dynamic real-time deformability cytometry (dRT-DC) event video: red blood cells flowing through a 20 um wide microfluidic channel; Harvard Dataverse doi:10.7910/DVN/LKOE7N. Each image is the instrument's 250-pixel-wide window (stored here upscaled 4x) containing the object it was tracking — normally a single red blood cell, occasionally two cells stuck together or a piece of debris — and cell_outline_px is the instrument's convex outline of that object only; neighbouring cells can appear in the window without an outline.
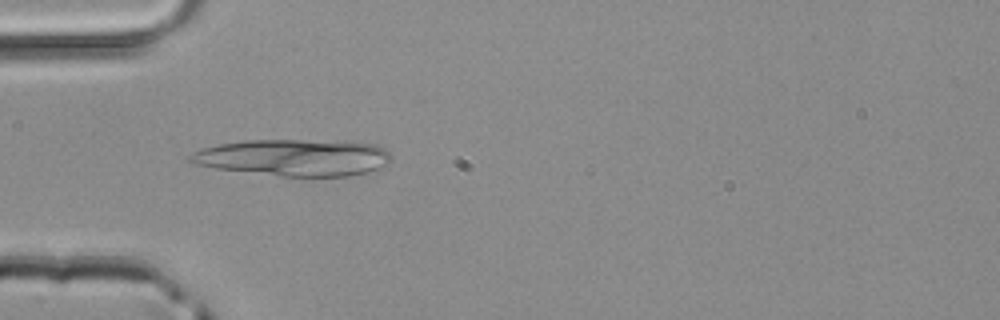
{"species": "common noctule bat (a hibernating species)", "species_latin": "Nyctalus noctula", "temperature_condition": "room temperature", "stored_images_in_passage": 47, "camera_frame_rate_fps": 3000, "um_per_image_px": 0.085, "animal": {"sex": "male", "body_mass_g": 20.4}, "frame": {"image": 1, "passage_image": 15, "time_ms": 4.667, "image_size_px": [1000, 320], "cell_outline_px": [[392, 160], [388, 164], [368, 172], [348, 176], [284, 176], [216, 168], [196, 164], [188, 160], [188, 156], [204, 148], [220, 144], [248, 140], [300, 140], [376, 144], [384, 148], [392, 156]], "centroid_in_image_um": [25.02, 13.39], "position_along_channel_um": 60.0, "area_um2": 42.37}}
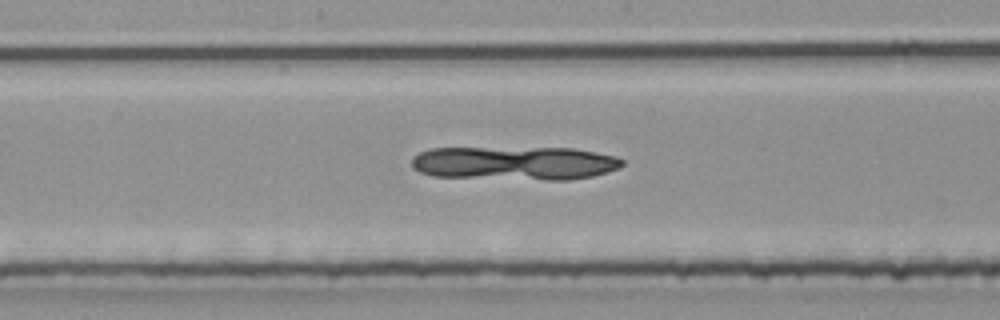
{"frame": {"image": 2, "passage_image": 25, "time_ms": 8.0, "image_size_px": [1000, 320], "cell_outline_px": [[624, 164], [620, 168], [608, 172], [592, 176], [568, 180], [544, 180], [432, 176], [420, 172], [412, 168], [412, 156], [420, 152], [432, 148], [572, 148], [616, 156], [624, 160]], "centroid_in_image_um": [43.76, 13.87], "position_along_channel_um": 204.4, "area_um2": 41.62}}
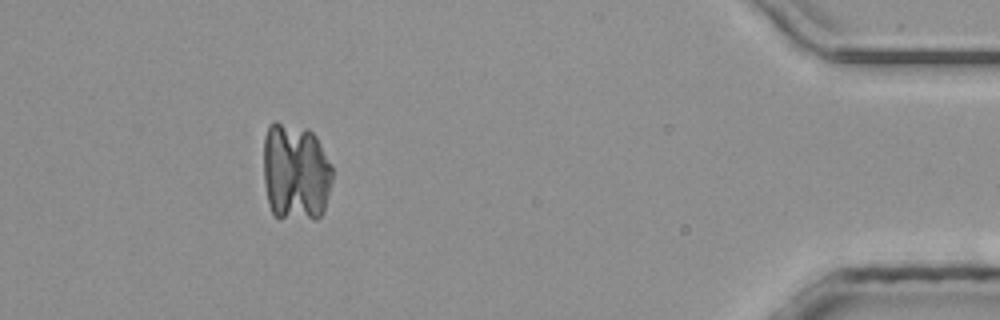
{"frame": {"image": 3, "passage_image": 43, "time_ms": 14.0, "image_size_px": [1000, 320], "cell_outline_px": [[332, 180], [324, 212], [316, 220], [280, 220], [272, 212], [268, 204], [264, 184], [264, 136], [268, 124], [272, 120], [276, 120], [308, 128], [316, 136], [332, 164]], "centroid_in_image_um": [25.12, 14.64], "position_along_channel_um": 410.1, "area_um2": 40.75}}